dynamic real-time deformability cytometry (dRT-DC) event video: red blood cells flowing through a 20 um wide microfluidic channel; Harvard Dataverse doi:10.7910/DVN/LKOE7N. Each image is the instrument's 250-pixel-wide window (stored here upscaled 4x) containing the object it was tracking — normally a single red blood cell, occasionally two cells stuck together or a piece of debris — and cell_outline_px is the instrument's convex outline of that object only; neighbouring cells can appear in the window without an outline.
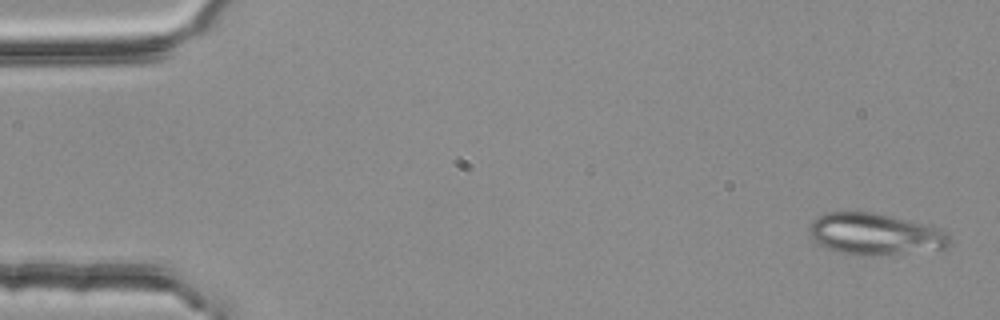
{"species": "common noctule bat (a hibernating species)", "species_latin": "Nyctalus noctula", "temperature_condition": "room temperature", "stored_images_in_passage": 8, "camera_frame_rate_fps": 3000, "um_per_image_px": 0.085, "animal": {"sex": "female", "body_mass_g": 25.1}, "frame": {"image": 1, "passage_image": 1, "time_ms": 0.0, "image_size_px": [1000, 320], "cell_outline_px": [[952, 240], [948, 248], [864, 256], [856, 256], [836, 252], [824, 248], [808, 232], [808, 224], [816, 216], [824, 212], [868, 212], [908, 220], [944, 228], [948, 232]], "centroid_in_image_um": [74.37, 19.9], "position_along_channel_um": 10.6, "area_um2": 34.28}}
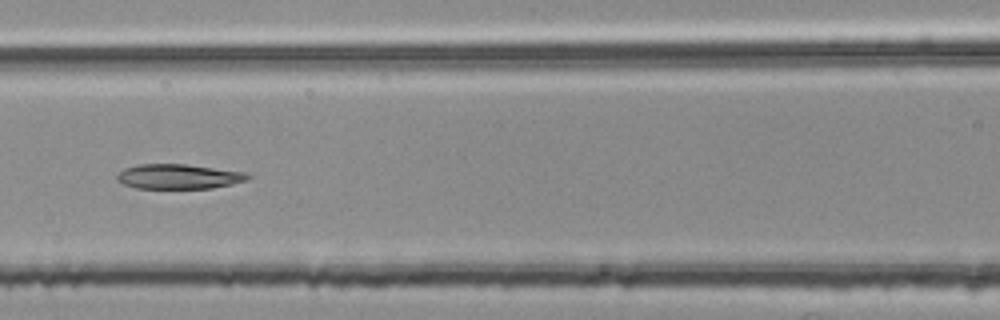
{"frame": {"image": 2, "passage_image": 7, "time_ms": 2.0, "image_size_px": [1000, 320], "cell_outline_px": [[252, 176], [248, 180], [232, 184], [212, 188], [136, 188], [124, 184], [116, 180], [116, 176], [124, 168], [136, 164], [188, 164], [248, 172]], "centroid_in_image_um": [15.22, 14.99], "position_along_channel_um": 151.4, "area_um2": 19.13}}
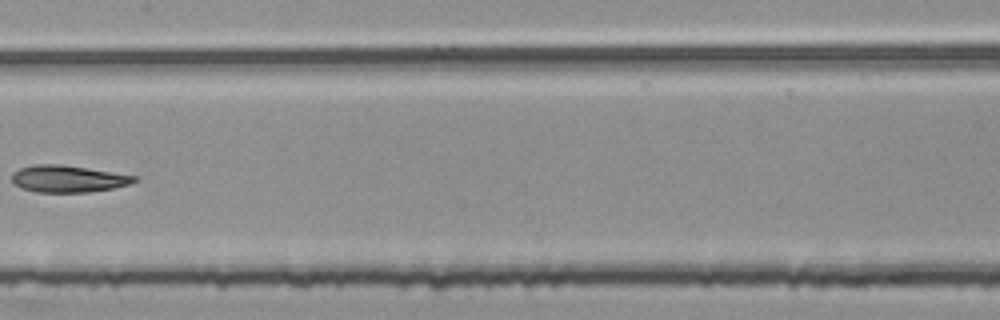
{"frame": {"image": 3, "passage_image": 8, "time_ms": 2.333, "image_size_px": [1000, 320], "cell_outline_px": [[136, 180], [128, 184], [112, 188], [88, 192], [36, 192], [24, 188], [16, 184], [12, 180], [12, 172], [20, 168], [36, 164], [60, 164], [136, 176]], "centroid_in_image_um": [5.74, 15.19], "position_along_channel_um": 201.7, "area_um2": 18.79}}